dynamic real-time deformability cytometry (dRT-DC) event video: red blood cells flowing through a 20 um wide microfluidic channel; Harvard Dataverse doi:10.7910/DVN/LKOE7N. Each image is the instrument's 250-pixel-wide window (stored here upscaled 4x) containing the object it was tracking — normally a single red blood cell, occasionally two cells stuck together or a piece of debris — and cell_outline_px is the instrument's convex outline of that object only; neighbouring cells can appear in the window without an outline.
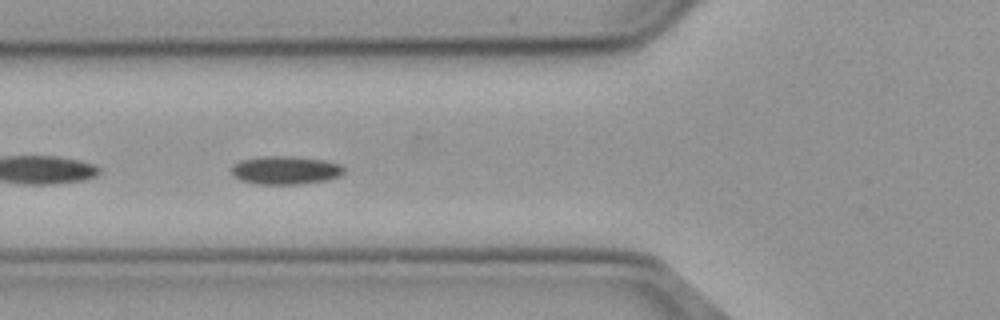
{"species": "common noctule bat (a hibernating species)", "species_latin": "Nyctalus noctula", "temperature_condition": "cold", "stored_images_in_passage": 24, "camera_frame_rate_fps": 3000, "um_per_image_px": 0.085, "animal": {"sex": "male", "body_mass_g": 23.1, "forearm_length_mm": 52.7}, "frame": {"image": 1, "passage_image": 21, "time_ms": 6.667, "image_size_px": [1000, 320], "cell_outline_px": [[344, 172], [340, 176], [328, 180], [300, 184], [256, 184], [240, 180], [232, 176], [232, 164], [240, 160], [260, 156], [292, 156], [324, 160], [340, 164], [344, 168]], "centroid_in_image_um": [24.24, 14.47], "position_along_channel_um": 101.6, "area_um2": 18.79}}